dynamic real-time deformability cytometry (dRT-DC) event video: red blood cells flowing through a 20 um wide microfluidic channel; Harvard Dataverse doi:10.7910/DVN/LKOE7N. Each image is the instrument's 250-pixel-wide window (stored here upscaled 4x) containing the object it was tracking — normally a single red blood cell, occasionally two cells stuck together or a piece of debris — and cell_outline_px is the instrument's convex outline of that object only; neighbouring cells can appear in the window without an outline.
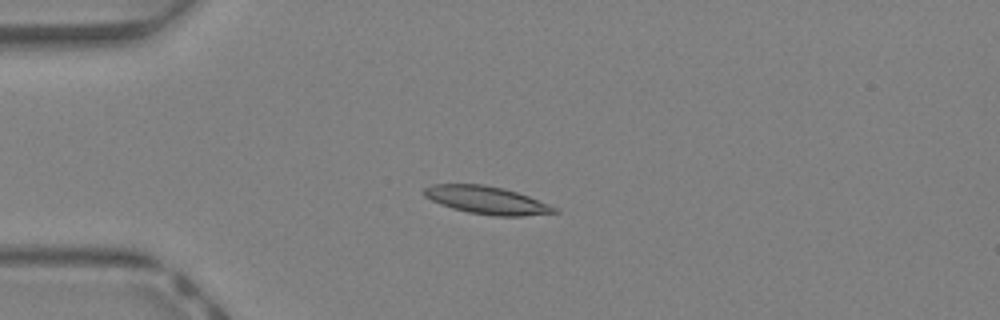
{"species": "Egyptian fruit bat (a non-hibernating species)", "species_latin": "Rousettus aegyptiacus", "temperature_condition": "warm", "stored_images_in_passage": 39, "camera_frame_rate_fps": 3000, "um_per_image_px": 0.085, "animal": {"sex": "female"}, "frame": {"image": 1, "passage_image": 7, "time_ms": 2.0, "image_size_px": [1000, 320], "cell_outline_px": [[560, 212], [524, 216], [492, 216], [468, 212], [452, 208], [440, 204], [424, 196], [424, 188], [432, 184], [484, 184], [504, 188], [528, 196], [548, 204], [556, 208]], "centroid_in_image_um": [41.36, 17.01], "position_along_channel_um": 43.6, "area_um2": 21.04}}
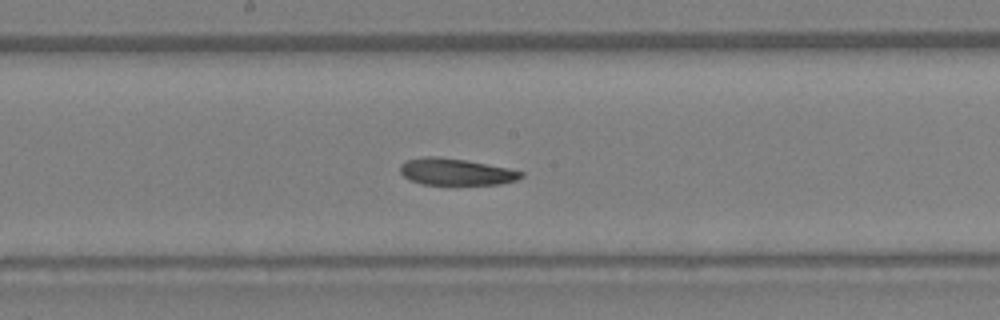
{"frame": {"image": 2, "passage_image": 19, "time_ms": 6.0, "image_size_px": [1000, 320], "cell_outline_px": [[524, 176], [516, 180], [500, 184], [420, 184], [408, 180], [400, 172], [400, 164], [408, 160], [424, 156], [436, 156], [464, 160], [508, 168], [524, 172]], "centroid_in_image_um": [38.73, 14.61], "position_along_channel_um": 209.5, "area_um2": 18.73}}
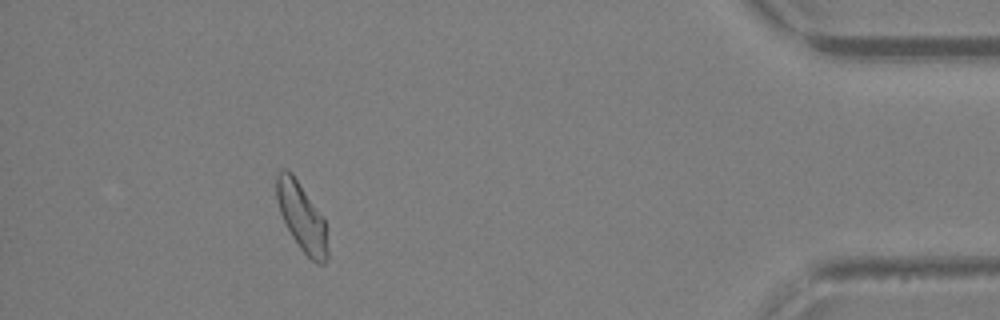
{"frame": {"image": 3, "passage_image": 35, "time_ms": 11.333, "image_size_px": [1000, 320], "cell_outline_px": [[328, 256], [324, 264], [316, 264], [300, 248], [292, 236], [280, 212], [276, 200], [276, 172], [284, 168], [288, 168], [292, 172], [324, 216], [328, 252]], "centroid_in_image_um": [25.65, 18.4], "position_along_channel_um": 409.6, "area_um2": 20.52}, "authors_computed_cell_mechanics": {"area_um2": 20.2878, "velocity_mm_per_s": 4.7816, "shape_relaxation_time_tau1_ms": 7.1642, "shape_relaxation_time_tau2_ms": 3.1538, "deformation_change_tau1": 0.1834, "deformation_change_tau2": 0.1102}}